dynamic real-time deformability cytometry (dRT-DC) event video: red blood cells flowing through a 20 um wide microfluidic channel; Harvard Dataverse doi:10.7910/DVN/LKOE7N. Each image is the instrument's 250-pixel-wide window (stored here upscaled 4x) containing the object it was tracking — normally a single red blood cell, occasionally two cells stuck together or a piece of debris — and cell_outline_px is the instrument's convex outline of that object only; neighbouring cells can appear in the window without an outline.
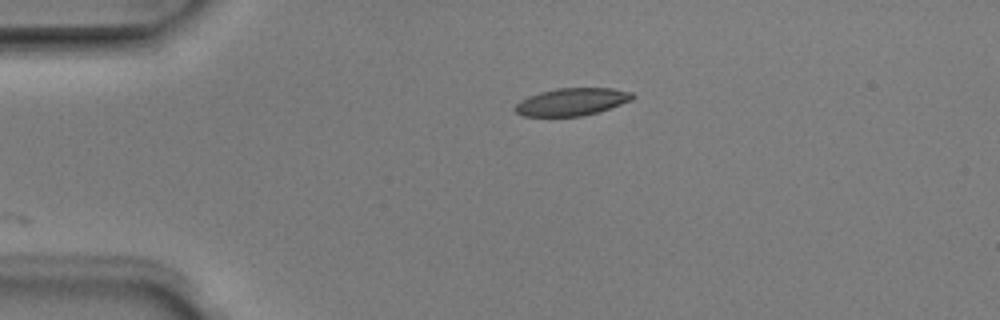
{"species": "Egyptian fruit bat (a non-hibernating species)", "species_latin": "Rousettus aegyptiacus", "temperature_condition": "room temperature", "stored_images_in_passage": 2, "camera_frame_rate_fps": 3000, "um_per_image_px": 0.085, "animal": {"sex": "male"}, "frame": {"image": 1, "passage_image": 2, "time_ms": 0.333, "image_size_px": [1000, 320], "cell_outline_px": [[636, 96], [632, 100], [596, 112], [580, 116], [524, 116], [516, 112], [512, 108], [520, 100], [528, 96], [540, 92], [556, 88], [612, 88], [632, 92]], "centroid_in_image_um": [48.58, 8.64], "position_along_channel_um": 36.4, "area_um2": 18.73}}